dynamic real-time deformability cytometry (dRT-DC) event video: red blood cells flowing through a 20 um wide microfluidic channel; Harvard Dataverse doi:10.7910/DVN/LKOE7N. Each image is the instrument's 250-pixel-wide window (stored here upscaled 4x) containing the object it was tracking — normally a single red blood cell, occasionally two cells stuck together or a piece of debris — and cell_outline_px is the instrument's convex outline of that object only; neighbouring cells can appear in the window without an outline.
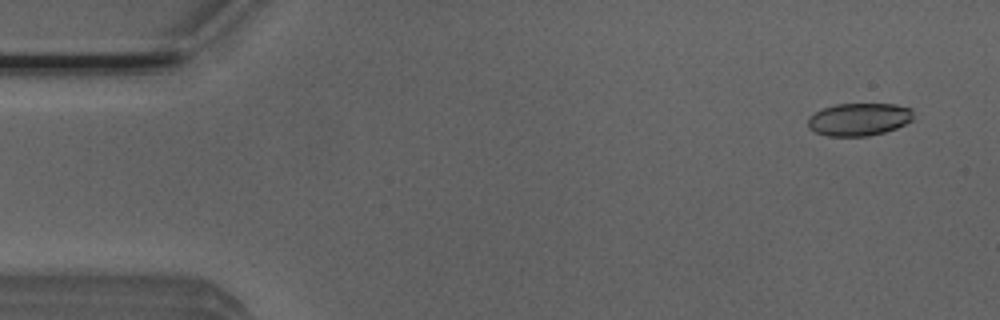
{"species": "Egyptian fruit bat (a non-hibernating species)", "species_latin": "Rousettus aegyptiacus", "temperature_condition": "room temperature", "stored_images_in_passage": 52, "camera_frame_rate_fps": 3000, "um_per_image_px": 0.085, "animal": {"sex": "male"}, "frame": {"image": 1, "passage_image": 3, "time_ms": 0.667, "image_size_px": [1000, 320], "cell_outline_px": [[912, 120], [896, 128], [884, 132], [868, 136], [828, 136], [816, 132], [808, 128], [808, 116], [824, 108], [836, 104], [896, 104], [912, 108]], "centroid_in_image_um": [73.01, 10.14], "position_along_channel_um": 12.0, "area_um2": 20.06}}
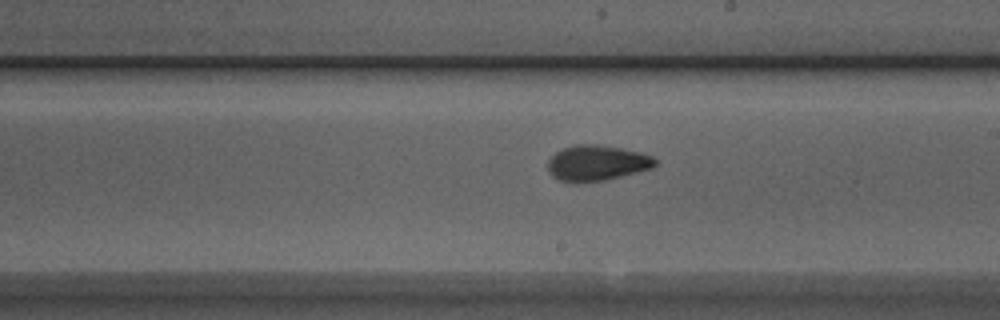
{"frame": {"image": 2, "passage_image": 29, "time_ms": 9.333, "image_size_px": [1000, 320], "cell_outline_px": [[656, 164], [652, 168], [604, 180], [576, 184], [572, 184], [560, 180], [552, 176], [548, 172], [548, 160], [556, 152], [564, 148], [576, 144], [596, 144], [620, 148], [640, 152], [652, 156], [656, 160]], "centroid_in_image_um": [50.69, 13.87], "position_along_channel_um": 238.3, "area_um2": 22.31}}
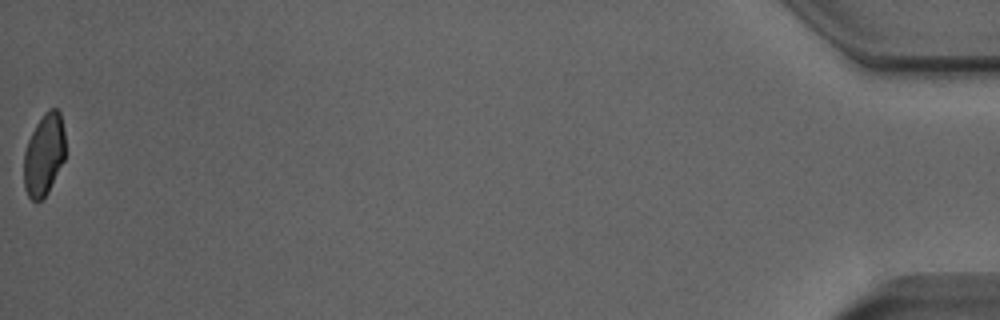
{"frame": {"image": 3, "passage_image": 52, "time_ms": 17.0, "image_size_px": [1000, 320], "cell_outline_px": [[64, 160], [48, 192], [40, 200], [32, 200], [28, 196], [24, 188], [24, 152], [28, 140], [36, 124], [44, 112], [48, 108], [56, 108], [60, 112], [64, 132]], "centroid_in_image_um": [3.73, 13.13], "position_along_channel_um": 431.5, "area_um2": 19.71}, "authors_computed_cell_mechanics": {"area_um2": 21.4438, "velocity_mm_per_s": 3.9237, "shape_relaxation_time_tau1_ms": 7.9506, "shape_relaxation_time_tau2_ms": 2.1904, "deformation_change_tau1": 0.1588, "deformation_change_tau2": 0.0719}}